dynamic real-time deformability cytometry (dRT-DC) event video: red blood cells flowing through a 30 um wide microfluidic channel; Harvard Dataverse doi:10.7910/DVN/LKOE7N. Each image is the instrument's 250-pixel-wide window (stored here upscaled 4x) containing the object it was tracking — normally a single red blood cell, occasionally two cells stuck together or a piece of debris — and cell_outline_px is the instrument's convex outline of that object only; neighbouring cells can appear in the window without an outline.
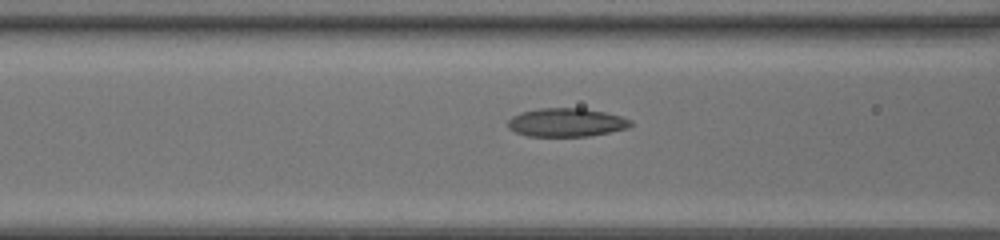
{"species": "common noctule bat (a hibernating species)", "species_latin": "Nyctalus noctula", "temperature_condition": "room temperature", "stored_images_in_passage": 32, "camera_frame_rate_fps": 3000, "um_per_image_px": 0.085, "animal": {"sex": "female", "body_mass_g": 20.0, "forearm_length_mm": 54.0}, "frame": {"image": 1, "passage_image": 11, "time_ms": 3.333, "image_size_px": [1000, 240], "cell_outline_px": [[632, 124], [628, 128], [588, 136], [528, 136], [516, 132], [508, 128], [508, 120], [512, 116], [520, 112], [540, 108], [584, 108], [604, 112], [620, 116], [632, 120]], "centroid_in_image_um": [48.12, 10.4], "position_along_channel_um": 118.5, "area_um2": 20.35}}
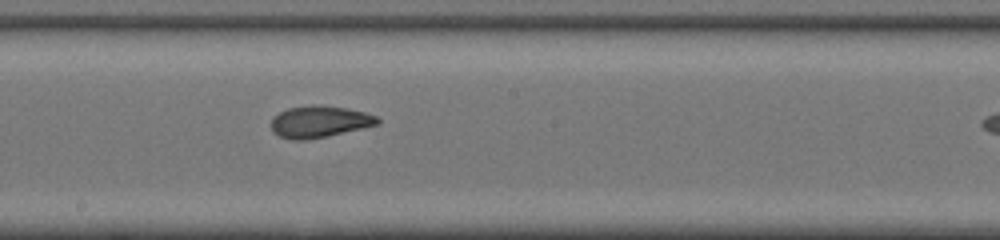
{"frame": {"image": 2, "passage_image": 18, "time_ms": 5.667, "image_size_px": [1000, 240], "cell_outline_px": [[380, 124], [328, 136], [304, 140], [292, 140], [280, 136], [272, 132], [272, 116], [288, 108], [348, 108], [364, 112], [376, 116], [380, 120]], "centroid_in_image_um": [27.16, 10.4], "position_along_channel_um": 221.0, "area_um2": 18.84}}
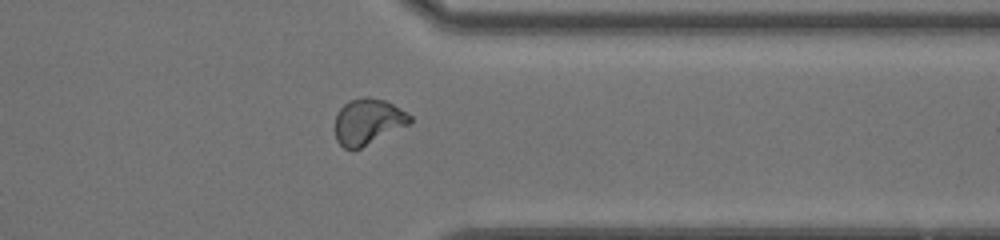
{"frame": {"image": 3, "passage_image": 29, "time_ms": 9.333, "image_size_px": [1000, 240], "cell_outline_px": [[412, 120], [408, 124], [360, 148], [344, 148], [336, 140], [336, 116], [340, 108], [348, 100], [364, 96], [368, 96], [384, 100], [400, 108], [412, 116]], "centroid_in_image_um": [31.26, 10.3], "position_along_channel_um": 380.1, "area_um2": 19.71}}